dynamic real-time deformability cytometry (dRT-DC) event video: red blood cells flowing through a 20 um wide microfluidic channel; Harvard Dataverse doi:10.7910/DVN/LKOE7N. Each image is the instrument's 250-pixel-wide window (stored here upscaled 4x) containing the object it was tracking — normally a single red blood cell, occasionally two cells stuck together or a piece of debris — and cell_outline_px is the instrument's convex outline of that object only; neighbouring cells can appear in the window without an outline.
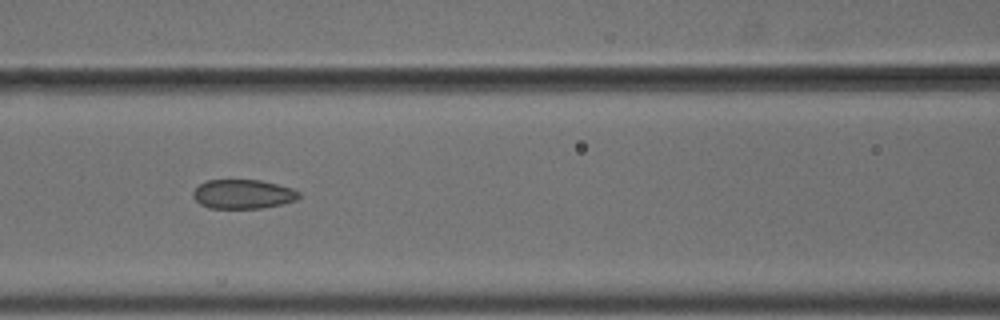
{"species": "common noctule bat (a hibernating species)", "species_latin": "Nyctalus noctula", "temperature_condition": "cold", "stored_images_in_passage": 8, "camera_frame_rate_fps": 3000, "um_per_image_px": 0.085, "animal": {"sex": "male", "body_mass_g": 18.8}, "frame": {"image": 1, "passage_image": 4, "time_ms": 1.0, "image_size_px": [1000, 320], "cell_outline_px": [[300, 196], [296, 200], [264, 208], [208, 208], [200, 204], [192, 196], [192, 192], [200, 184], [208, 180], [260, 180], [292, 188], [300, 192]], "centroid_in_image_um": [20.64, 16.5], "position_along_channel_um": 146.0, "area_um2": 17.98}}
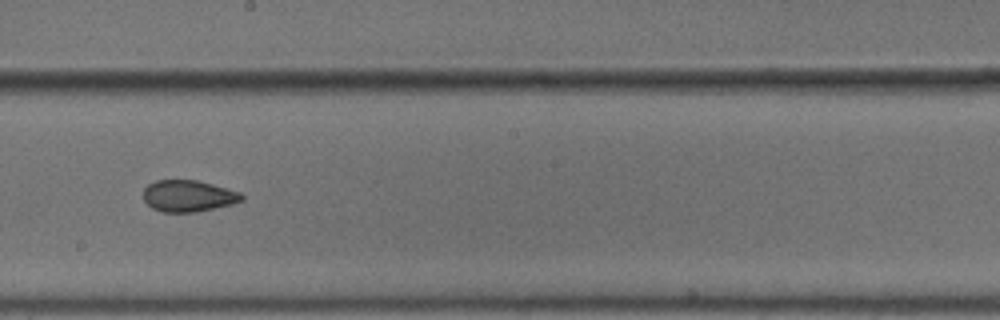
{"frame": {"image": 2, "passage_image": 6, "time_ms": 1.667, "image_size_px": [1000, 320], "cell_outline_px": [[244, 200], [232, 204], [196, 212], [160, 212], [152, 208], [144, 200], [144, 188], [148, 184], [156, 180], [196, 180], [212, 184], [240, 192], [244, 196]], "centroid_in_image_um": [16.0, 16.66], "position_along_channel_um": 232.2, "area_um2": 18.09}}
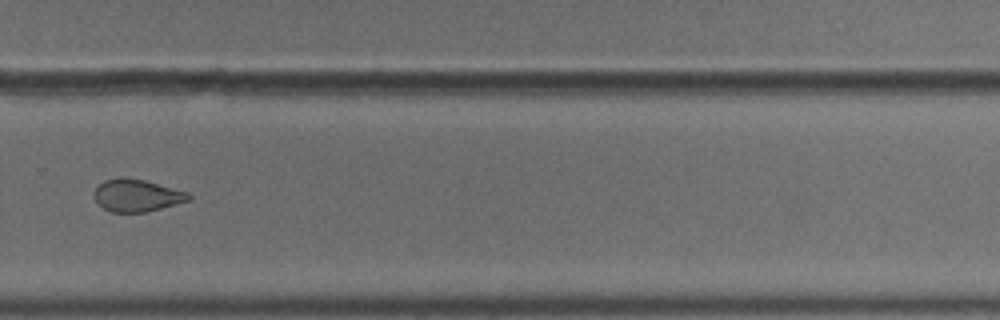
{"frame": {"image": 3, "passage_image": 8, "time_ms": 2.333, "image_size_px": [1000, 320], "cell_outline_px": [[192, 200], [144, 212], [112, 212], [96, 204], [96, 188], [104, 180], [120, 176], [124, 176], [144, 180], [188, 192], [192, 196]], "centroid_in_image_um": [11.65, 16.6], "position_along_channel_um": 318.2, "area_um2": 17.74}}